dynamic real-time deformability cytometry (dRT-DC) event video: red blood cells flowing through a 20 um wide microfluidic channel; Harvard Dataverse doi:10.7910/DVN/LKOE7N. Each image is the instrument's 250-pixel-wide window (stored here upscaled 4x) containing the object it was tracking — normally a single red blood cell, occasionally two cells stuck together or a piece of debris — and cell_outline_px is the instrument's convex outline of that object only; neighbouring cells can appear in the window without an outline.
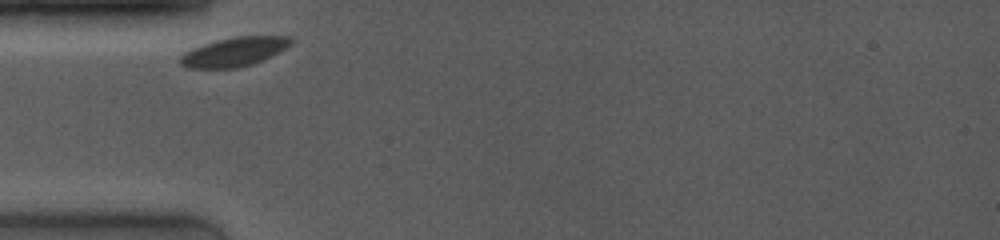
{"species": "common noctule bat (a hibernating species)", "species_latin": "Nyctalus noctula", "temperature_condition": "room temperature", "stored_images_in_passage": 11, "camera_frame_rate_fps": 4000, "um_per_image_px": 0.085, "animal": {"sex": "female", "body_mass_g": 19.0, "forearm_length_mm": 53.3}, "frame": {"image": 1, "passage_image": 1, "time_ms": 0.0, "image_size_px": [1000, 240], "cell_outline_px": [[292, 44], [252, 64], [236, 68], [188, 68], [180, 64], [180, 56], [184, 52], [192, 48], [216, 40], [236, 36], [292, 36]], "centroid_in_image_um": [19.86, 4.4], "position_along_channel_um": 65.1, "area_um2": 18.5}}
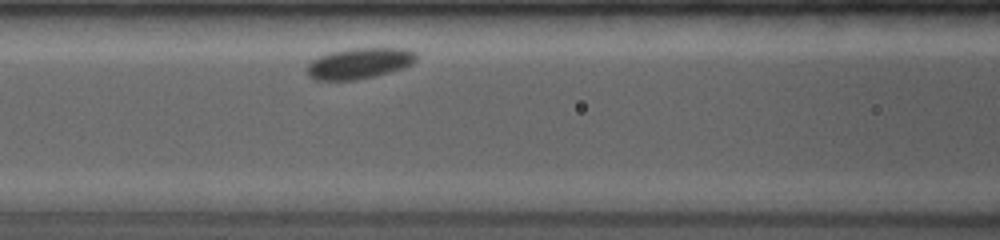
{"frame": {"image": 2, "passage_image": 4, "time_ms": 2.0, "image_size_px": [1000, 240], "cell_outline_px": [[416, 60], [412, 64], [404, 68], [376, 76], [356, 80], [312, 80], [308, 76], [308, 64], [312, 60], [320, 56], [332, 52], [352, 48], [408, 48], [416, 52]], "centroid_in_image_um": [30.58, 5.39], "position_along_channel_um": 136.0, "area_um2": 19.77}}